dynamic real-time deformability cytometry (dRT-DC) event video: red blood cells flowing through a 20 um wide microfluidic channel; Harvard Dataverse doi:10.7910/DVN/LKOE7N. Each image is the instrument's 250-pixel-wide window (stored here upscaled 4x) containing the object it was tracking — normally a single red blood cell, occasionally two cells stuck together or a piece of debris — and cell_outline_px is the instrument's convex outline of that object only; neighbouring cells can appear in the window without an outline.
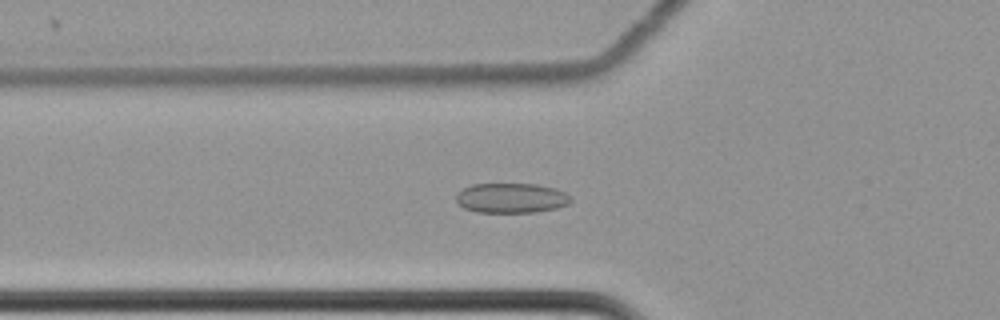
{"species": "common noctule bat (a hibernating species)", "species_latin": "Nyctalus noctula", "temperature_condition": "cold", "stored_images_in_passage": 49, "camera_frame_rate_fps": 3000, "um_per_image_px": 0.085, "animal": {"sex": "female", "body_mass_g": 22.7, "forearm_length_mm": 54.2}, "frame": {"image": 1, "passage_image": 17, "time_ms": 5.333, "image_size_px": [1000, 320], "cell_outline_px": [[572, 200], [568, 204], [556, 208], [536, 212], [476, 212], [464, 208], [456, 204], [456, 192], [472, 184], [536, 184], [556, 188], [572, 196]], "centroid_in_image_um": [43.44, 16.83], "position_along_channel_um": 82.4, "area_um2": 20.17}}
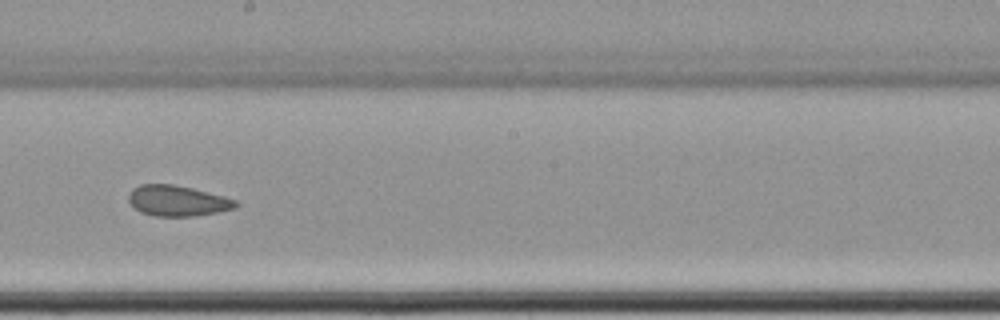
{"frame": {"image": 2, "passage_image": 30, "time_ms": 9.667, "image_size_px": [1000, 320], "cell_outline_px": [[240, 204], [236, 208], [216, 212], [192, 216], [156, 216], [140, 212], [128, 200], [128, 196], [132, 188], [140, 184], [172, 184], [192, 188], [224, 196], [236, 200]], "centroid_in_image_um": [15.09, 17.06], "position_along_channel_um": 233.1, "area_um2": 19.07}}
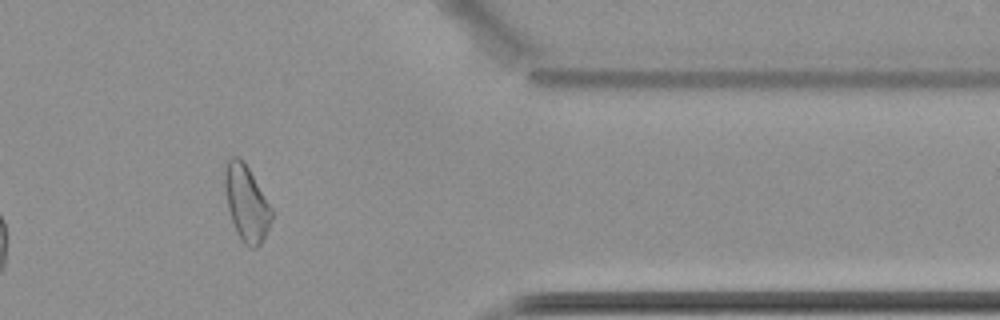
{"frame": {"image": 3, "passage_image": 45, "time_ms": 14.667, "image_size_px": [1000, 320], "cell_outline_px": [[272, 220], [260, 244], [256, 248], [248, 248], [244, 244], [236, 232], [228, 208], [224, 184], [224, 168], [228, 160], [232, 156], [236, 156], [244, 160], [272, 208]], "centroid_in_image_um": [20.94, 17.25], "position_along_channel_um": 390.5, "area_um2": 20.63}, "authors_computed_cell_mechanics": {"area_um2": 20.23, "velocity_mm_per_s": 3.4831, "shape_relaxation_time_tau1_ms": null, "shape_relaxation_time_tau2_ms": 3.1485, "deformation_change_tau1": null, "deformation_change_tau2": 0.0928}}